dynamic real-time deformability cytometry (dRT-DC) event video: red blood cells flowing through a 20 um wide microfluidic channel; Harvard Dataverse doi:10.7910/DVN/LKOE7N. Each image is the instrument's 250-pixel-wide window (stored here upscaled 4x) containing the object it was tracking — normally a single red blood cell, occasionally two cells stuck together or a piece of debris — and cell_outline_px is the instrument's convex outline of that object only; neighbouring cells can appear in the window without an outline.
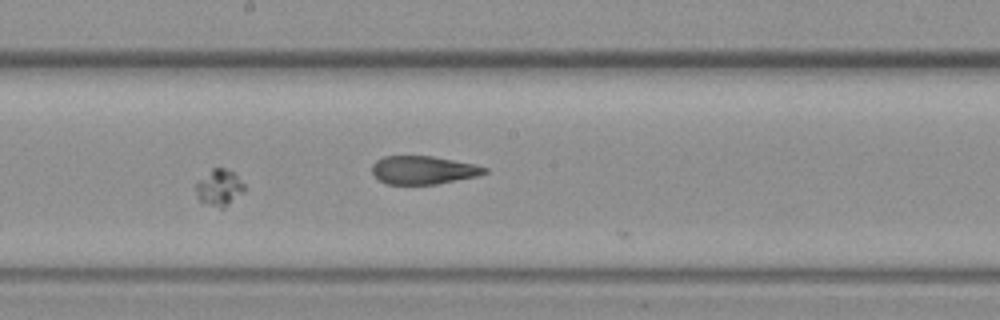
{"species": "common noctule bat (a hibernating species)", "species_latin": "Nyctalus noctula", "temperature_condition": "warm", "stored_images_in_passage": 14, "camera_frame_rate_fps": 3000, "um_per_image_px": 0.085, "animal": {"sex": "female", "body_mass_g": 19.3, "forearm_length_mm": 54.1}, "frame": {"image": 1, "passage_image": 11, "time_ms": 3.333, "image_size_px": [1000, 320], "cell_outline_px": [[248, 188], [244, 192], [224, 208], [220, 208], [208, 204], [200, 200], [196, 192], [196, 184], [212, 168], [224, 168], [232, 172]], "centroid_in_image_um": [18.68, 15.96], "position_along_channel_um": 229.5, "area_um2": 10.06}}